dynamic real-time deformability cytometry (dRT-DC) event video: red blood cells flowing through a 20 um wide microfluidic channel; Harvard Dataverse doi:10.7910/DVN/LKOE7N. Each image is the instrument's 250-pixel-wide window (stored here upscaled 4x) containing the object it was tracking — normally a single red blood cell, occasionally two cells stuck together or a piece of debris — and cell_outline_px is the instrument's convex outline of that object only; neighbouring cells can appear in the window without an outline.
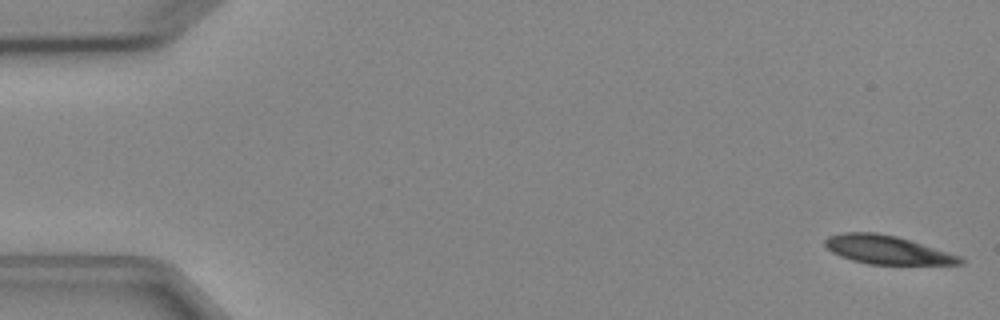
{"species": "Egyptian fruit bat (a non-hibernating species)", "species_latin": "Rousettus aegyptiacus", "temperature_condition": "cold", "stored_images_in_passage": 5, "camera_frame_rate_fps": 3000, "um_per_image_px": 0.085, "animal": {"sex": "female"}, "frame": {"image": 1, "passage_image": 1, "time_ms": 0.0, "image_size_px": [1000, 320], "cell_outline_px": [[964, 264], [868, 264], [852, 260], [840, 256], [832, 252], [824, 244], [824, 240], [828, 236], [840, 232], [876, 232], [896, 236], [960, 256], [964, 260]], "centroid_in_image_um": [75.35, 21.23], "position_along_channel_um": 9.7, "area_um2": 22.25}}
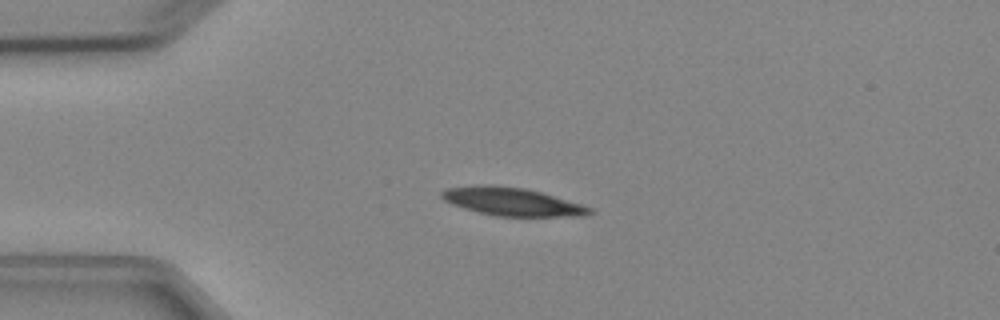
{"frame": {"image": 2, "passage_image": 4, "time_ms": 3.667, "image_size_px": [1000, 320], "cell_outline_px": [[596, 212], [584, 216], [496, 216], [464, 208], [452, 204], [444, 200], [440, 196], [440, 192], [448, 188], [476, 184], [492, 184], [524, 188], [540, 192], [580, 204], [592, 208]], "centroid_in_image_um": [43.5, 17.13], "position_along_channel_um": 41.5, "area_um2": 24.16}}